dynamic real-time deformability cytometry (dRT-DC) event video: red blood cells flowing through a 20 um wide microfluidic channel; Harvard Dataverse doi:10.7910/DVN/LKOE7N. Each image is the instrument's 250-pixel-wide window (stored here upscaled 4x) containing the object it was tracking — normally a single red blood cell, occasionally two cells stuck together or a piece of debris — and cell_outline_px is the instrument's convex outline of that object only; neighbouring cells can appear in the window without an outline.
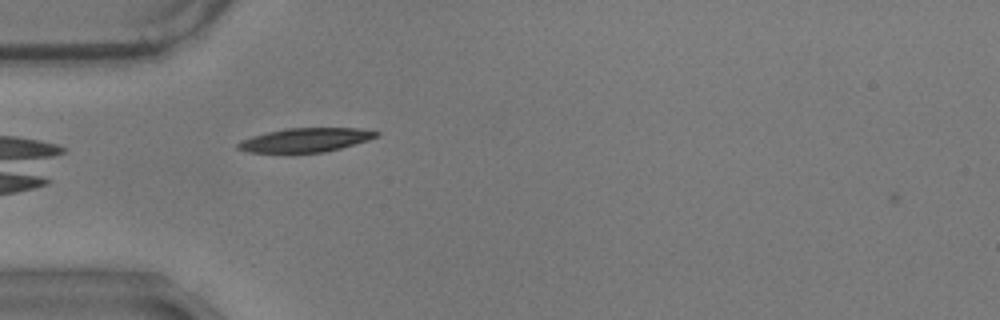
{"species": "common noctule bat (a hibernating species)", "species_latin": "Nyctalus noctula", "temperature_condition": "warm", "stored_images_in_passage": 5, "camera_frame_rate_fps": 3000, "um_per_image_px": 0.085, "animal": {"sex": "male", "body_mass_g": 17.9}, "frame": {"image": 1, "passage_image": 4, "time_ms": 1.0, "image_size_px": [1000, 320], "cell_outline_px": [[380, 136], [368, 140], [340, 148], [324, 152], [248, 152], [236, 148], [236, 144], [240, 140], [252, 136], [284, 128], [360, 128], [380, 132]], "centroid_in_image_um": [25.97, 11.89], "position_along_channel_um": 59.0, "area_um2": 19.25}}